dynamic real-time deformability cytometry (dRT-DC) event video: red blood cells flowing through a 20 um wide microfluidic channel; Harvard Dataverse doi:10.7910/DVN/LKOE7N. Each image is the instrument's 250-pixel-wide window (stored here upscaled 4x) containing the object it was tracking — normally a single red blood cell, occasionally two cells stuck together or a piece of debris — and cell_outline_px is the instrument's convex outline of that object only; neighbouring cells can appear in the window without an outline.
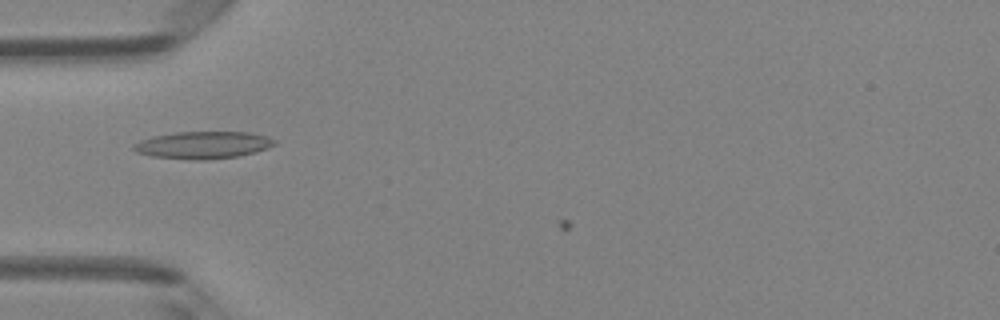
{"species": "Egyptian fruit bat (a non-hibernating species)", "species_latin": "Rousettus aegyptiacus", "temperature_condition": "room temperature", "stored_images_in_passage": 5, "camera_frame_rate_fps": 3000, "um_per_image_px": 0.085, "animal": {"sex": "female"}, "frame": {"image": 1, "passage_image": 4, "time_ms": 1.0, "image_size_px": [1000, 320], "cell_outline_px": [[276, 144], [268, 148], [256, 152], [240, 156], [204, 160], [196, 160], [152, 156], [136, 152], [132, 148], [132, 144], [140, 140], [152, 136], [176, 132], [248, 132], [268, 136], [276, 140]], "centroid_in_image_um": [17.27, 12.32], "position_along_channel_um": 67.7, "area_um2": 22.54}}